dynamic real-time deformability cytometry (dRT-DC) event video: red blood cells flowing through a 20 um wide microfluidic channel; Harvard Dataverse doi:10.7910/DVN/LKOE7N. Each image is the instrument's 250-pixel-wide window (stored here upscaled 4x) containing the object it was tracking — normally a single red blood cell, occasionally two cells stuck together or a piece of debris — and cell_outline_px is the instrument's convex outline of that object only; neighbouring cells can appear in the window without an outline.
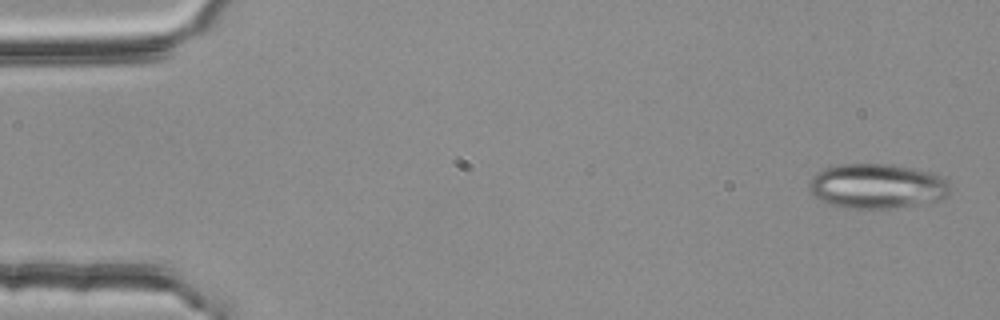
{"species": "common noctule bat (a hibernating species)", "species_latin": "Nyctalus noctula", "temperature_condition": "room temperature", "stored_images_in_passage": 54, "camera_frame_rate_fps": 3000, "um_per_image_px": 0.085, "animal": {"sex": "female", "body_mass_g": 25.1}, "frame": {"image": 1, "passage_image": 2, "time_ms": 0.333, "image_size_px": [1000, 320], "cell_outline_px": [[952, 192], [944, 200], [888, 208], [844, 208], [820, 200], [812, 196], [808, 188], [808, 184], [812, 176], [824, 168], [836, 164], [892, 164], [936, 172], [948, 184]], "centroid_in_image_um": [74.55, 15.81], "position_along_channel_um": 10.4, "area_um2": 37.22}}
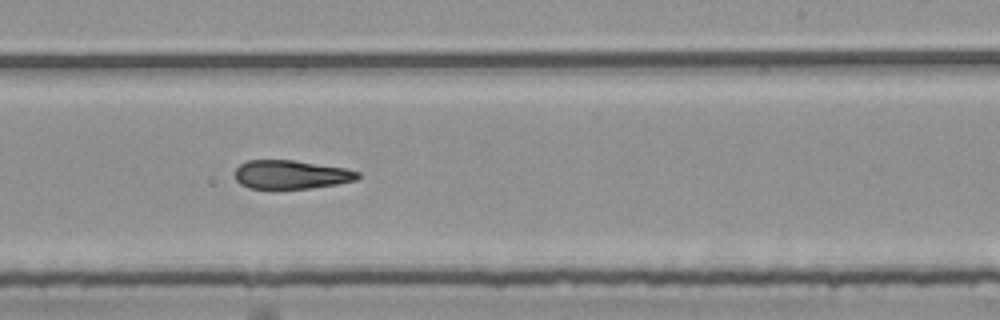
{"frame": {"image": 2, "passage_image": 33, "time_ms": 10.667, "image_size_px": [1000, 320], "cell_outline_px": [[360, 176], [356, 180], [336, 184], [308, 188], [248, 188], [240, 184], [236, 180], [236, 168], [240, 164], [248, 160], [292, 160], [344, 168], [360, 172]], "centroid_in_image_um": [24.73, 14.83], "position_along_channel_um": 264.3, "area_um2": 20.29}}
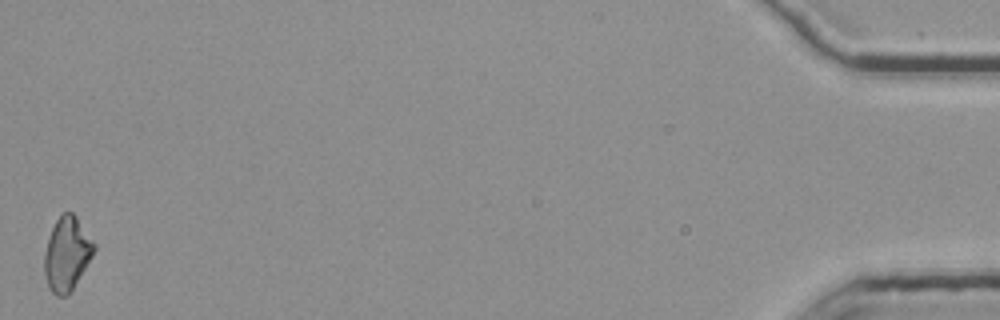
{"frame": {"image": 3, "passage_image": 54, "time_ms": 17.667, "image_size_px": [1000, 320], "cell_outline_px": [[96, 248], [92, 256], [72, 292], [68, 296], [56, 296], [48, 288], [44, 272], [44, 252], [52, 228], [56, 220], [64, 212], [72, 212], [76, 216], [96, 244]], "centroid_in_image_um": [5.69, 21.61], "position_along_channel_um": 429.5, "area_um2": 21.5}}